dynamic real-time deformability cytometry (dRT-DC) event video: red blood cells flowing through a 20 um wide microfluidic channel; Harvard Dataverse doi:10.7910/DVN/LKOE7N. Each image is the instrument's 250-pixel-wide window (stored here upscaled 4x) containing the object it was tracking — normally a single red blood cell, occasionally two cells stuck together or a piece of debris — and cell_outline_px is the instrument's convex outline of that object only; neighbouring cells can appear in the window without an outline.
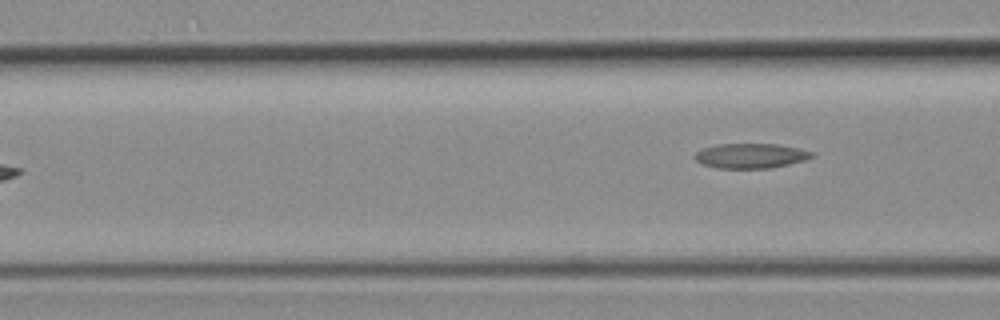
{"species": "common noctule bat (a hibernating species)", "species_latin": "Nyctalus noctula", "temperature_condition": "room temperature", "stored_images_in_passage": 3, "camera_frame_rate_fps": 3000, "um_per_image_px": 0.085, "animal": {"sex": "female", "body_mass_g": 19.3, "forearm_length_mm": 54.1}, "frame": {"image": 1, "passage_image": 3, "time_ms": 2.333, "image_size_px": [1000, 320], "cell_outline_px": [[812, 156], [804, 160], [772, 168], [716, 168], [700, 164], [692, 156], [696, 152], [704, 148], [720, 144], [776, 144], [800, 148], [812, 152]], "centroid_in_image_um": [63.76, 13.25], "position_along_channel_um": 102.8, "area_um2": 16.88}}